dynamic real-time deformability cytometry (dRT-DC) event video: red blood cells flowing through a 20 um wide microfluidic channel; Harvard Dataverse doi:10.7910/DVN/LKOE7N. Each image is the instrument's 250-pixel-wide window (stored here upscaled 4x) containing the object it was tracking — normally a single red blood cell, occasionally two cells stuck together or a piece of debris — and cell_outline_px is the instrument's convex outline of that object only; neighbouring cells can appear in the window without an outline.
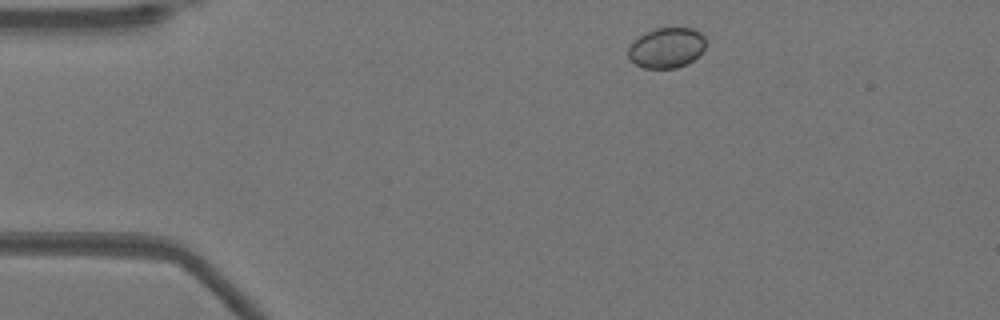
{"species": "Egyptian fruit bat (a non-hibernating species)", "species_latin": "Rousettus aegyptiacus", "temperature_condition": "warm", "stored_images_in_passage": 46, "camera_frame_rate_fps": 3000, "um_per_image_px": 0.085, "animal": {"sex": "female"}, "frame": {"image": 1, "passage_image": 3, "time_ms": 0.667, "image_size_px": [1000, 320], "cell_outline_px": [[704, 48], [688, 64], [676, 68], [644, 68], [636, 64], [628, 56], [628, 48], [632, 40], [644, 32], [656, 28], [692, 28], [700, 32], [704, 36]], "centroid_in_image_um": [56.62, 4.05], "position_along_channel_um": 28.4, "area_um2": 18.21}}
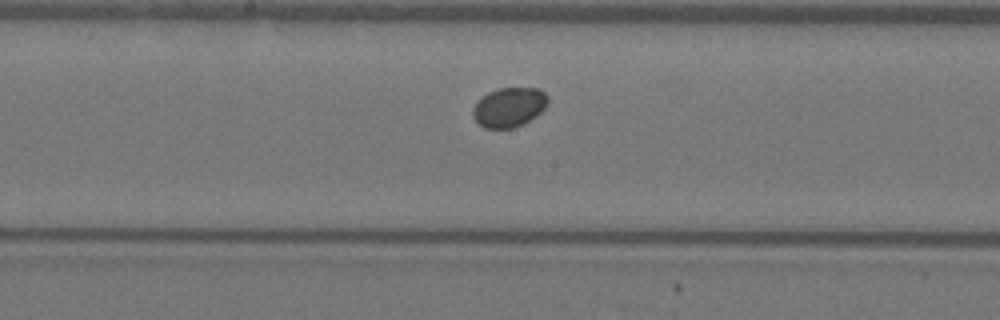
{"frame": {"image": 2, "passage_image": 21, "time_ms": 6.667, "image_size_px": [1000, 320], "cell_outline_px": [[548, 104], [536, 116], [524, 124], [512, 128], [484, 128], [472, 116], [472, 108], [488, 92], [496, 88], [540, 88], [548, 96]], "centroid_in_image_um": [43.29, 9.11], "position_along_channel_um": 204.9, "area_um2": 17.28}}
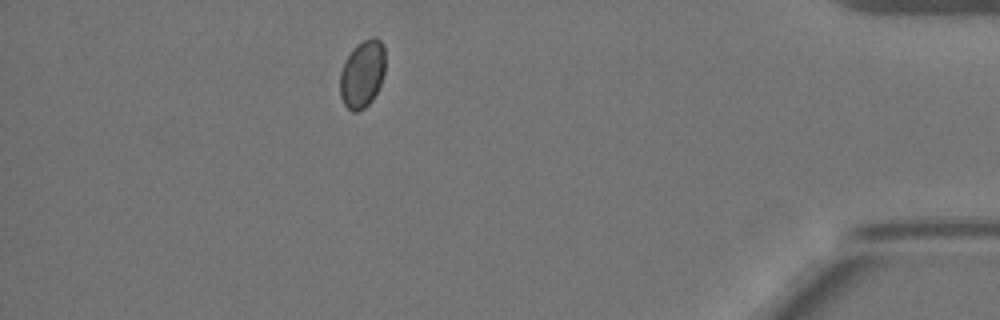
{"frame": {"image": 3, "passage_image": 40, "time_ms": 13.0, "image_size_px": [1000, 320], "cell_outline_px": [[384, 72], [380, 84], [372, 100], [364, 108], [356, 112], [352, 112], [344, 104], [340, 96], [340, 72], [348, 56], [356, 44], [372, 36], [376, 36], [384, 44]], "centroid_in_image_um": [30.79, 6.27], "position_along_channel_um": 404.4, "area_um2": 17.74}}